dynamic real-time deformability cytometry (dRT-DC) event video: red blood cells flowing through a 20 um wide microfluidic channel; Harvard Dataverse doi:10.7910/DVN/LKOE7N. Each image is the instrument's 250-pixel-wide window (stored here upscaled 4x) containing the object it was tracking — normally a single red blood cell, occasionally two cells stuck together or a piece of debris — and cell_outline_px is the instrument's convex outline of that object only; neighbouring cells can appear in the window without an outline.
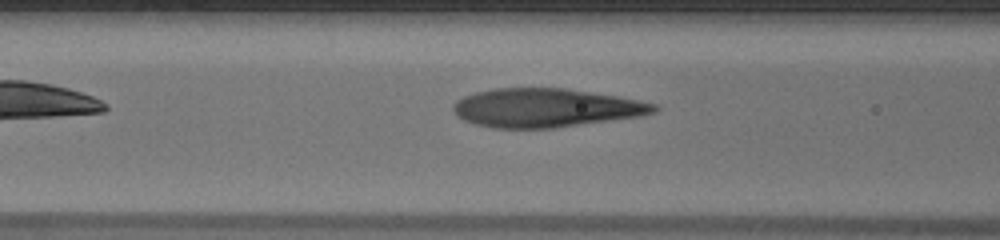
{"species": "human", "species_latin": "Homo sapiens", "temperature_condition": "warm", "stored_images_in_passage": 34, "camera_frame_rate_fps": 3000, "um_per_image_px": 0.085, "donor": {"sex": "male"}, "frame": {"image": 1, "passage_image": 7, "time_ms": 2.0, "image_size_px": [1000, 240], "cell_outline_px": [[660, 108], [656, 112], [640, 116], [552, 128], [496, 128], [476, 124], [464, 120], [456, 116], [452, 112], [452, 104], [456, 100], [464, 96], [476, 92], [496, 88], [564, 88], [616, 96], [640, 100], [656, 104]], "centroid_in_image_um": [46.36, 9.16], "position_along_channel_um": 120.2, "area_um2": 45.2}}
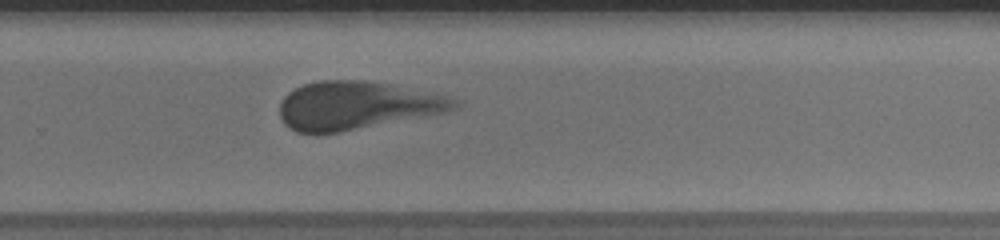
{"frame": {"image": 2, "passage_image": 20, "time_ms": 6.333, "image_size_px": [1000, 240], "cell_outline_px": [[460, 108], [448, 112], [340, 132], [296, 132], [288, 128], [284, 124], [280, 116], [280, 104], [284, 96], [288, 92], [304, 84], [320, 80], [364, 80], [388, 84], [448, 96], [456, 100], [460, 104]], "centroid_in_image_um": [30.33, 8.96], "position_along_channel_um": 299.5, "area_um2": 48.78}}
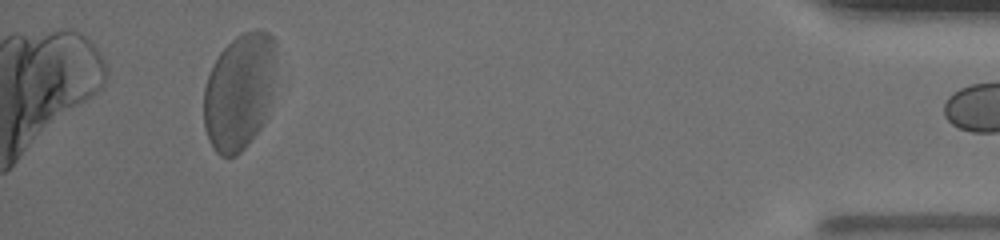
{"frame": {"image": 3, "passage_image": 33, "time_ms": 10.667, "image_size_px": [1000, 240], "cell_outline_px": [[272, 96], [264, 124], [244, 148], [236, 156], [220, 156], [216, 152], [208, 140], [204, 128], [204, 88], [208, 76], [220, 52], [236, 36], [244, 32], [268, 32], [272, 36]], "centroid_in_image_um": [20.29, 7.88], "position_along_channel_um": 414.9, "area_um2": 48.09}}